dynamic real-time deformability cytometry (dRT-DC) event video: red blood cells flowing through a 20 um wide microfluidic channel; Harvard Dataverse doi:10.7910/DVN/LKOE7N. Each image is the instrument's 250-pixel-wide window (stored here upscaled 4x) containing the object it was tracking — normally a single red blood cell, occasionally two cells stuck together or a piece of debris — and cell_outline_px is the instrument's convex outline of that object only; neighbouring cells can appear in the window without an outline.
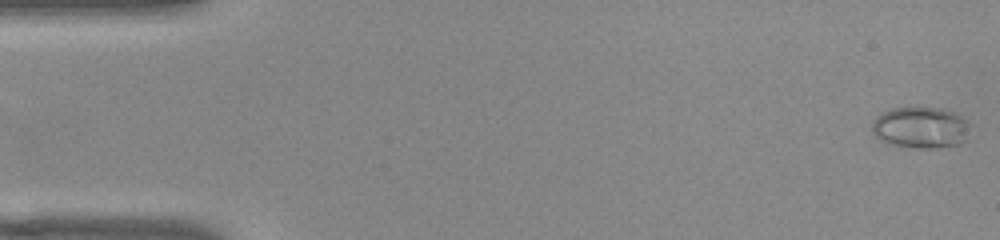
{"species": "common noctule bat (a hibernating species)", "species_latin": "Nyctalus noctula", "temperature_condition": "warm", "stored_images_in_passage": 12, "camera_frame_rate_fps": 3000, "um_per_image_px": 0.085, "animal": {"sex": "female", "body_mass_g": 22.0, "forearm_length_mm": 56.7}, "frame": {"image": 1, "passage_image": 1, "time_ms": 0.0, "image_size_px": [1000, 240], "cell_outline_px": [[972, 124], [964, 140], [960, 144], [936, 148], [920, 148], [892, 144], [880, 140], [872, 132], [872, 120], [876, 116], [892, 108], [944, 108], [968, 120]], "centroid_in_image_um": [78.27, 10.84], "position_along_channel_um": 6.7, "area_um2": 23.64}}